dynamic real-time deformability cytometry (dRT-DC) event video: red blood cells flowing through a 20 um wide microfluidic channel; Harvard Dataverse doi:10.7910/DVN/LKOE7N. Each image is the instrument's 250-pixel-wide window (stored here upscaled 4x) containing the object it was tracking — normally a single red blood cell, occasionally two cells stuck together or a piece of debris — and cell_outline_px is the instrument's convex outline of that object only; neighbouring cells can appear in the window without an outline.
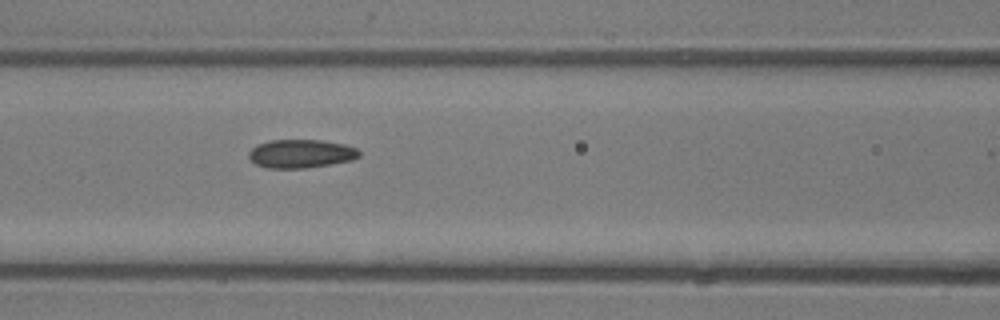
{"species": "common noctule bat (a hibernating species)", "species_latin": "Nyctalus noctula", "temperature_condition": "room temperature", "stored_images_in_passage": 5, "camera_frame_rate_fps": 3000, "um_per_image_px": 0.085, "animal": {"sex": "male", "body_mass_g": 13.3}, "frame": {"image": 1, "passage_image": 5, "time_ms": 5.333, "image_size_px": [1000, 320], "cell_outline_px": [[360, 156], [352, 160], [304, 168], [268, 168], [256, 164], [248, 156], [248, 152], [256, 144], [268, 140], [324, 140], [344, 144], [356, 148], [360, 152]], "centroid_in_image_um": [25.56, 13.05], "position_along_channel_um": 141.0, "area_um2": 18.32}}